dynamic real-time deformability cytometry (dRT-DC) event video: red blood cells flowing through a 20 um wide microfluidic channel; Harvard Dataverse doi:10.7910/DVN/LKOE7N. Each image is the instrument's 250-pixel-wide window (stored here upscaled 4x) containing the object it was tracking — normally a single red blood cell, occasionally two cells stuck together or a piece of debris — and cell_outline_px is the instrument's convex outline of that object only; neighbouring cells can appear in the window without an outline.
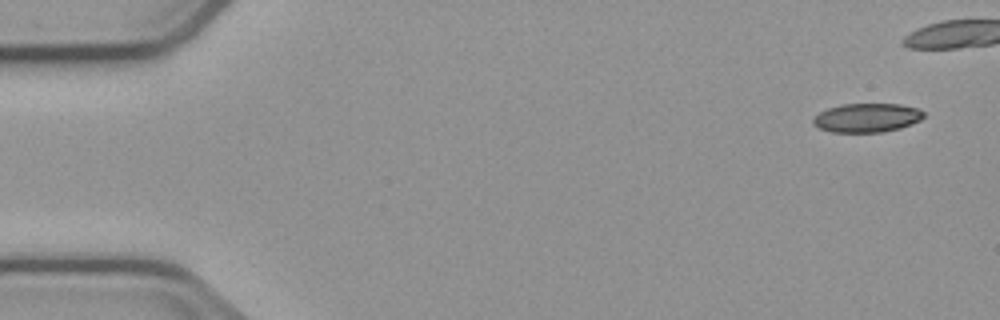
{"species": "common noctule bat (a hibernating species)", "species_latin": "Nyctalus noctula", "temperature_condition": "cold", "stored_images_in_passage": 5, "camera_frame_rate_fps": 3000, "um_per_image_px": 0.085, "animal": {"sex": "male", "body_mass_g": 23.1, "forearm_length_mm": 52.7}, "frame": {"image": 1, "passage_image": 1, "time_ms": 0.0, "image_size_px": [1000, 320], "cell_outline_px": [[924, 116], [920, 120], [912, 124], [900, 128], [884, 132], [832, 132], [820, 128], [812, 124], [812, 120], [820, 112], [828, 108], [840, 104], [900, 104], [916, 108], [924, 112]], "centroid_in_image_um": [73.69, 10.01], "position_along_channel_um": 11.3, "area_um2": 18.61}}